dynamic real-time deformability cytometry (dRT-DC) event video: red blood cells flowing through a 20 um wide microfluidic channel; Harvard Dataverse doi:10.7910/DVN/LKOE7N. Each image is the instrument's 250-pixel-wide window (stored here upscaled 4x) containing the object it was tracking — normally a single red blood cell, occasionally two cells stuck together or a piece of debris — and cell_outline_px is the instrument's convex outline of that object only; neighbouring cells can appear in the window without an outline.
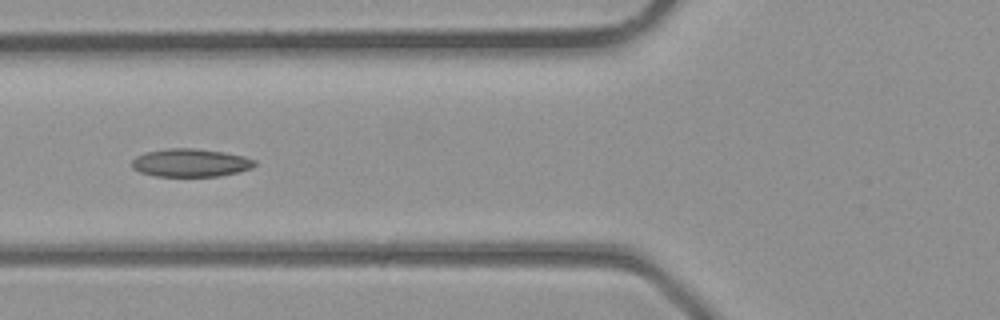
{"species": "common noctule bat (a hibernating species)", "species_latin": "Nyctalus noctula", "temperature_condition": "room temperature", "stored_images_in_passage": 37, "camera_frame_rate_fps": 3000, "um_per_image_px": 0.085, "animal": {"sex": "male", "body_mass_g": 23.1, "forearm_length_mm": 52.7}, "frame": {"image": 1, "passage_image": 14, "time_ms": 4.333, "image_size_px": [1000, 320], "cell_outline_px": [[256, 164], [252, 168], [240, 172], [220, 176], [156, 176], [140, 172], [132, 168], [132, 160], [136, 156], [144, 152], [168, 148], [196, 148], [224, 152], [244, 156], [256, 160]], "centroid_in_image_um": [16.21, 13.83], "position_along_channel_um": 109.6, "area_um2": 20.29}}
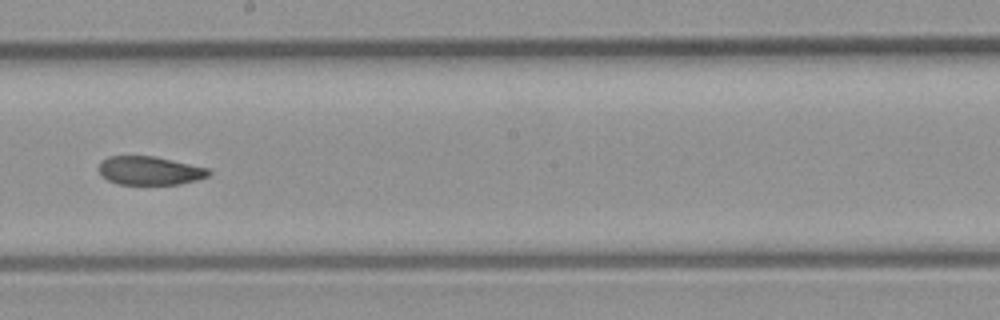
{"frame": {"image": 2, "passage_image": 21, "time_ms": 6.667, "image_size_px": [1000, 320], "cell_outline_px": [[212, 172], [208, 176], [196, 180], [180, 184], [120, 184], [108, 180], [100, 176], [100, 164], [108, 156], [156, 156], [208, 168]], "centroid_in_image_um": [12.75, 14.5], "position_along_channel_um": 235.5, "area_um2": 18.21}}
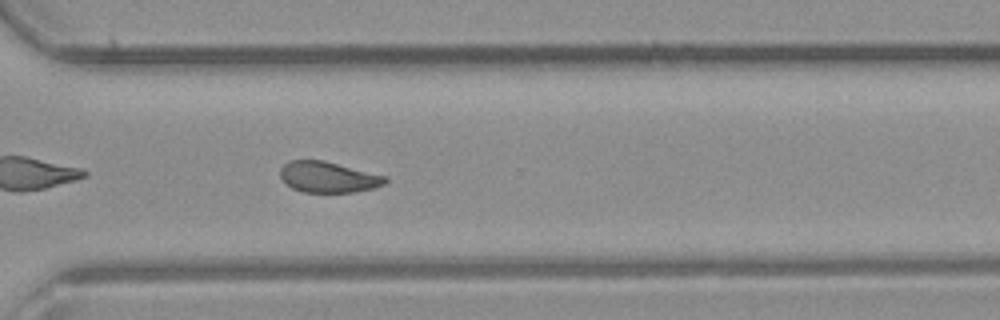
{"frame": {"image": 3, "passage_image": 27, "time_ms": 8.667, "image_size_px": [1000, 320], "cell_outline_px": [[388, 180], [384, 184], [372, 188], [352, 192], [304, 192], [292, 188], [280, 176], [280, 168], [288, 160], [324, 160], [388, 176]], "centroid_in_image_um": [27.91, 15.04], "position_along_channel_um": 342.7, "area_um2": 18.9}}